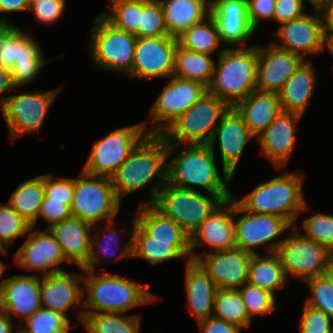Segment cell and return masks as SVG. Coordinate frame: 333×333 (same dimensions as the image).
Segmentation results:
<instances>
[{
    "instance_id": "30",
    "label": "cell",
    "mask_w": 333,
    "mask_h": 333,
    "mask_svg": "<svg viewBox=\"0 0 333 333\" xmlns=\"http://www.w3.org/2000/svg\"><path fill=\"white\" fill-rule=\"evenodd\" d=\"M132 221L133 258H143L153 266L177 258L192 260L191 242L148 241V233L136 222L135 216Z\"/></svg>"
},
{
    "instance_id": "58",
    "label": "cell",
    "mask_w": 333,
    "mask_h": 333,
    "mask_svg": "<svg viewBox=\"0 0 333 333\" xmlns=\"http://www.w3.org/2000/svg\"><path fill=\"white\" fill-rule=\"evenodd\" d=\"M14 324V321L0 309V333H13L15 326L16 332L14 333H19V326Z\"/></svg>"
},
{
    "instance_id": "51",
    "label": "cell",
    "mask_w": 333,
    "mask_h": 333,
    "mask_svg": "<svg viewBox=\"0 0 333 333\" xmlns=\"http://www.w3.org/2000/svg\"><path fill=\"white\" fill-rule=\"evenodd\" d=\"M71 207L63 202L51 201L50 199L44 196L42 204L40 206L37 219L31 224L32 227H35L39 218L44 219L48 223L46 229H49L51 226L62 222L64 219L70 218Z\"/></svg>"
},
{
    "instance_id": "47",
    "label": "cell",
    "mask_w": 333,
    "mask_h": 333,
    "mask_svg": "<svg viewBox=\"0 0 333 333\" xmlns=\"http://www.w3.org/2000/svg\"><path fill=\"white\" fill-rule=\"evenodd\" d=\"M304 283L309 287L310 298L306 299V305L321 310L327 316L333 318V285L325 275L307 279Z\"/></svg>"
},
{
    "instance_id": "8",
    "label": "cell",
    "mask_w": 333,
    "mask_h": 333,
    "mask_svg": "<svg viewBox=\"0 0 333 333\" xmlns=\"http://www.w3.org/2000/svg\"><path fill=\"white\" fill-rule=\"evenodd\" d=\"M88 43L95 68L131 78L137 36L115 28L101 14L94 17Z\"/></svg>"
},
{
    "instance_id": "52",
    "label": "cell",
    "mask_w": 333,
    "mask_h": 333,
    "mask_svg": "<svg viewBox=\"0 0 333 333\" xmlns=\"http://www.w3.org/2000/svg\"><path fill=\"white\" fill-rule=\"evenodd\" d=\"M308 3L313 6L308 0H276L273 20L280 25L299 18L307 13Z\"/></svg>"
},
{
    "instance_id": "13",
    "label": "cell",
    "mask_w": 333,
    "mask_h": 333,
    "mask_svg": "<svg viewBox=\"0 0 333 333\" xmlns=\"http://www.w3.org/2000/svg\"><path fill=\"white\" fill-rule=\"evenodd\" d=\"M60 88L34 93L22 91L6 97L1 112L11 142L30 132H39Z\"/></svg>"
},
{
    "instance_id": "44",
    "label": "cell",
    "mask_w": 333,
    "mask_h": 333,
    "mask_svg": "<svg viewBox=\"0 0 333 333\" xmlns=\"http://www.w3.org/2000/svg\"><path fill=\"white\" fill-rule=\"evenodd\" d=\"M245 304L249 317L266 316L274 313L278 308L276 294L250 283L237 289Z\"/></svg>"
},
{
    "instance_id": "23",
    "label": "cell",
    "mask_w": 333,
    "mask_h": 333,
    "mask_svg": "<svg viewBox=\"0 0 333 333\" xmlns=\"http://www.w3.org/2000/svg\"><path fill=\"white\" fill-rule=\"evenodd\" d=\"M41 308L40 275H13L0 280V309L19 326Z\"/></svg>"
},
{
    "instance_id": "39",
    "label": "cell",
    "mask_w": 333,
    "mask_h": 333,
    "mask_svg": "<svg viewBox=\"0 0 333 333\" xmlns=\"http://www.w3.org/2000/svg\"><path fill=\"white\" fill-rule=\"evenodd\" d=\"M177 39L183 48L208 55H213L222 43L217 24L211 14L186 29Z\"/></svg>"
},
{
    "instance_id": "18",
    "label": "cell",
    "mask_w": 333,
    "mask_h": 333,
    "mask_svg": "<svg viewBox=\"0 0 333 333\" xmlns=\"http://www.w3.org/2000/svg\"><path fill=\"white\" fill-rule=\"evenodd\" d=\"M252 254L235 247L221 251H204L192 256L213 280L218 289H238L248 281Z\"/></svg>"
},
{
    "instance_id": "34",
    "label": "cell",
    "mask_w": 333,
    "mask_h": 333,
    "mask_svg": "<svg viewBox=\"0 0 333 333\" xmlns=\"http://www.w3.org/2000/svg\"><path fill=\"white\" fill-rule=\"evenodd\" d=\"M169 35L178 37L193 24L210 15L208 0H160Z\"/></svg>"
},
{
    "instance_id": "35",
    "label": "cell",
    "mask_w": 333,
    "mask_h": 333,
    "mask_svg": "<svg viewBox=\"0 0 333 333\" xmlns=\"http://www.w3.org/2000/svg\"><path fill=\"white\" fill-rule=\"evenodd\" d=\"M248 283L277 294L289 282L285 275L279 255L252 254L248 272Z\"/></svg>"
},
{
    "instance_id": "24",
    "label": "cell",
    "mask_w": 333,
    "mask_h": 333,
    "mask_svg": "<svg viewBox=\"0 0 333 333\" xmlns=\"http://www.w3.org/2000/svg\"><path fill=\"white\" fill-rule=\"evenodd\" d=\"M304 61L271 41L265 47L257 45V90L279 93Z\"/></svg>"
},
{
    "instance_id": "14",
    "label": "cell",
    "mask_w": 333,
    "mask_h": 333,
    "mask_svg": "<svg viewBox=\"0 0 333 333\" xmlns=\"http://www.w3.org/2000/svg\"><path fill=\"white\" fill-rule=\"evenodd\" d=\"M276 251L288 280L307 279L324 275L333 253L321 244L305 237L295 226Z\"/></svg>"
},
{
    "instance_id": "28",
    "label": "cell",
    "mask_w": 333,
    "mask_h": 333,
    "mask_svg": "<svg viewBox=\"0 0 333 333\" xmlns=\"http://www.w3.org/2000/svg\"><path fill=\"white\" fill-rule=\"evenodd\" d=\"M105 224V228L101 227L99 224L93 226L92 228L94 234L90 236V246H89V254L87 262L81 267L83 270H92L96 271L98 266V271H104L101 265L103 261L102 258L107 257L109 260L111 256L116 259V261L123 260L124 258H132L133 257V248H132V231L131 236L128 239L127 243L125 242V245L123 248L119 247V241L118 239L121 238V233L124 231L117 230L114 225V220H110ZM97 226V227H96ZM99 228V230L97 229ZM103 228V229H102ZM98 232V233H97ZM120 236V237H119ZM118 241V242H117ZM118 245V246H117ZM118 248L119 254H117V250L114 248ZM115 250V252H114ZM100 265V266H99Z\"/></svg>"
},
{
    "instance_id": "27",
    "label": "cell",
    "mask_w": 333,
    "mask_h": 333,
    "mask_svg": "<svg viewBox=\"0 0 333 333\" xmlns=\"http://www.w3.org/2000/svg\"><path fill=\"white\" fill-rule=\"evenodd\" d=\"M93 226L71 216L49 228L70 264L79 269L87 262Z\"/></svg>"
},
{
    "instance_id": "6",
    "label": "cell",
    "mask_w": 333,
    "mask_h": 333,
    "mask_svg": "<svg viewBox=\"0 0 333 333\" xmlns=\"http://www.w3.org/2000/svg\"><path fill=\"white\" fill-rule=\"evenodd\" d=\"M165 183L152 205L191 235L212 211L233 194H209Z\"/></svg>"
},
{
    "instance_id": "17",
    "label": "cell",
    "mask_w": 333,
    "mask_h": 333,
    "mask_svg": "<svg viewBox=\"0 0 333 333\" xmlns=\"http://www.w3.org/2000/svg\"><path fill=\"white\" fill-rule=\"evenodd\" d=\"M311 8L312 12L280 24L273 33L279 42H271L281 49L300 55L304 60L307 55L322 53L323 18L317 6H311Z\"/></svg>"
},
{
    "instance_id": "10",
    "label": "cell",
    "mask_w": 333,
    "mask_h": 333,
    "mask_svg": "<svg viewBox=\"0 0 333 333\" xmlns=\"http://www.w3.org/2000/svg\"><path fill=\"white\" fill-rule=\"evenodd\" d=\"M233 222L236 247L251 254H261L258 248L262 245H267V253L276 252L285 239L279 236L293 227L279 216L249 212L234 198Z\"/></svg>"
},
{
    "instance_id": "54",
    "label": "cell",
    "mask_w": 333,
    "mask_h": 333,
    "mask_svg": "<svg viewBox=\"0 0 333 333\" xmlns=\"http://www.w3.org/2000/svg\"><path fill=\"white\" fill-rule=\"evenodd\" d=\"M201 333H241V329L225 320L210 316L197 322Z\"/></svg>"
},
{
    "instance_id": "15",
    "label": "cell",
    "mask_w": 333,
    "mask_h": 333,
    "mask_svg": "<svg viewBox=\"0 0 333 333\" xmlns=\"http://www.w3.org/2000/svg\"><path fill=\"white\" fill-rule=\"evenodd\" d=\"M207 91L202 83L172 75L151 106L152 125L148 134H162L182 113L193 106Z\"/></svg>"
},
{
    "instance_id": "46",
    "label": "cell",
    "mask_w": 333,
    "mask_h": 333,
    "mask_svg": "<svg viewBox=\"0 0 333 333\" xmlns=\"http://www.w3.org/2000/svg\"><path fill=\"white\" fill-rule=\"evenodd\" d=\"M169 35L165 25L164 9L160 0H141V24L138 37Z\"/></svg>"
},
{
    "instance_id": "16",
    "label": "cell",
    "mask_w": 333,
    "mask_h": 333,
    "mask_svg": "<svg viewBox=\"0 0 333 333\" xmlns=\"http://www.w3.org/2000/svg\"><path fill=\"white\" fill-rule=\"evenodd\" d=\"M177 37L163 35L157 37H138L131 79L150 80L169 78L174 73Z\"/></svg>"
},
{
    "instance_id": "42",
    "label": "cell",
    "mask_w": 333,
    "mask_h": 333,
    "mask_svg": "<svg viewBox=\"0 0 333 333\" xmlns=\"http://www.w3.org/2000/svg\"><path fill=\"white\" fill-rule=\"evenodd\" d=\"M71 328L66 316L41 307L19 325V333H70Z\"/></svg>"
},
{
    "instance_id": "55",
    "label": "cell",
    "mask_w": 333,
    "mask_h": 333,
    "mask_svg": "<svg viewBox=\"0 0 333 333\" xmlns=\"http://www.w3.org/2000/svg\"><path fill=\"white\" fill-rule=\"evenodd\" d=\"M30 8L29 0H0V15L4 13L28 12Z\"/></svg>"
},
{
    "instance_id": "26",
    "label": "cell",
    "mask_w": 333,
    "mask_h": 333,
    "mask_svg": "<svg viewBox=\"0 0 333 333\" xmlns=\"http://www.w3.org/2000/svg\"><path fill=\"white\" fill-rule=\"evenodd\" d=\"M206 245L211 252L236 247L233 222V197L222 201L191 234V254L198 246Z\"/></svg>"
},
{
    "instance_id": "37",
    "label": "cell",
    "mask_w": 333,
    "mask_h": 333,
    "mask_svg": "<svg viewBox=\"0 0 333 333\" xmlns=\"http://www.w3.org/2000/svg\"><path fill=\"white\" fill-rule=\"evenodd\" d=\"M44 199L43 175H37L19 184L11 193L8 204L32 224Z\"/></svg>"
},
{
    "instance_id": "2",
    "label": "cell",
    "mask_w": 333,
    "mask_h": 333,
    "mask_svg": "<svg viewBox=\"0 0 333 333\" xmlns=\"http://www.w3.org/2000/svg\"><path fill=\"white\" fill-rule=\"evenodd\" d=\"M215 160L208 144L167 143V183L193 191L200 187L209 194H233L228 188L233 177L221 176Z\"/></svg>"
},
{
    "instance_id": "9",
    "label": "cell",
    "mask_w": 333,
    "mask_h": 333,
    "mask_svg": "<svg viewBox=\"0 0 333 333\" xmlns=\"http://www.w3.org/2000/svg\"><path fill=\"white\" fill-rule=\"evenodd\" d=\"M75 178V192L71 204L72 216L92 226L114 220L121 201L117 198L111 179L86 173L83 169Z\"/></svg>"
},
{
    "instance_id": "57",
    "label": "cell",
    "mask_w": 333,
    "mask_h": 333,
    "mask_svg": "<svg viewBox=\"0 0 333 333\" xmlns=\"http://www.w3.org/2000/svg\"><path fill=\"white\" fill-rule=\"evenodd\" d=\"M11 90H14L12 80H11V74L10 71L4 68L0 67V109L8 95H4V93L8 94V92H11Z\"/></svg>"
},
{
    "instance_id": "20",
    "label": "cell",
    "mask_w": 333,
    "mask_h": 333,
    "mask_svg": "<svg viewBox=\"0 0 333 333\" xmlns=\"http://www.w3.org/2000/svg\"><path fill=\"white\" fill-rule=\"evenodd\" d=\"M41 307L53 310L68 317L67 312L82 308L77 312L78 321L83 320V272L68 270L40 276Z\"/></svg>"
},
{
    "instance_id": "38",
    "label": "cell",
    "mask_w": 333,
    "mask_h": 333,
    "mask_svg": "<svg viewBox=\"0 0 333 333\" xmlns=\"http://www.w3.org/2000/svg\"><path fill=\"white\" fill-rule=\"evenodd\" d=\"M141 316L98 312L83 315L82 326L86 333H141Z\"/></svg>"
},
{
    "instance_id": "1",
    "label": "cell",
    "mask_w": 333,
    "mask_h": 333,
    "mask_svg": "<svg viewBox=\"0 0 333 333\" xmlns=\"http://www.w3.org/2000/svg\"><path fill=\"white\" fill-rule=\"evenodd\" d=\"M166 168V140L161 134H147L110 177L117 198L122 202L125 196L146 187L149 201L140 204H152L167 182Z\"/></svg>"
},
{
    "instance_id": "48",
    "label": "cell",
    "mask_w": 333,
    "mask_h": 333,
    "mask_svg": "<svg viewBox=\"0 0 333 333\" xmlns=\"http://www.w3.org/2000/svg\"><path fill=\"white\" fill-rule=\"evenodd\" d=\"M44 196L51 201L63 202L71 207L74 192L75 178L58 177L54 174H43Z\"/></svg>"
},
{
    "instance_id": "7",
    "label": "cell",
    "mask_w": 333,
    "mask_h": 333,
    "mask_svg": "<svg viewBox=\"0 0 333 333\" xmlns=\"http://www.w3.org/2000/svg\"><path fill=\"white\" fill-rule=\"evenodd\" d=\"M231 106L206 91L161 134L167 143L208 144L215 128Z\"/></svg>"
},
{
    "instance_id": "21",
    "label": "cell",
    "mask_w": 333,
    "mask_h": 333,
    "mask_svg": "<svg viewBox=\"0 0 333 333\" xmlns=\"http://www.w3.org/2000/svg\"><path fill=\"white\" fill-rule=\"evenodd\" d=\"M256 137L250 132L242 116L231 107L215 128L209 141L212 152L215 154L216 143L219 145L221 158V174L229 173L235 176L238 162L244 149Z\"/></svg>"
},
{
    "instance_id": "56",
    "label": "cell",
    "mask_w": 333,
    "mask_h": 333,
    "mask_svg": "<svg viewBox=\"0 0 333 333\" xmlns=\"http://www.w3.org/2000/svg\"><path fill=\"white\" fill-rule=\"evenodd\" d=\"M317 7L323 18L324 30H333V0H322Z\"/></svg>"
},
{
    "instance_id": "60",
    "label": "cell",
    "mask_w": 333,
    "mask_h": 333,
    "mask_svg": "<svg viewBox=\"0 0 333 333\" xmlns=\"http://www.w3.org/2000/svg\"><path fill=\"white\" fill-rule=\"evenodd\" d=\"M325 50L333 54V30H324L323 53Z\"/></svg>"
},
{
    "instance_id": "4",
    "label": "cell",
    "mask_w": 333,
    "mask_h": 333,
    "mask_svg": "<svg viewBox=\"0 0 333 333\" xmlns=\"http://www.w3.org/2000/svg\"><path fill=\"white\" fill-rule=\"evenodd\" d=\"M300 171L284 172L270 180L257 184L244 197H232L247 211L279 216L292 226L302 212L309 210L304 197V175Z\"/></svg>"
},
{
    "instance_id": "29",
    "label": "cell",
    "mask_w": 333,
    "mask_h": 333,
    "mask_svg": "<svg viewBox=\"0 0 333 333\" xmlns=\"http://www.w3.org/2000/svg\"><path fill=\"white\" fill-rule=\"evenodd\" d=\"M185 291L188 310L199 322L213 314L217 287L196 261H185Z\"/></svg>"
},
{
    "instance_id": "12",
    "label": "cell",
    "mask_w": 333,
    "mask_h": 333,
    "mask_svg": "<svg viewBox=\"0 0 333 333\" xmlns=\"http://www.w3.org/2000/svg\"><path fill=\"white\" fill-rule=\"evenodd\" d=\"M42 47L26 30L17 26L0 48V67L10 71L13 88L35 81L46 64Z\"/></svg>"
},
{
    "instance_id": "25",
    "label": "cell",
    "mask_w": 333,
    "mask_h": 333,
    "mask_svg": "<svg viewBox=\"0 0 333 333\" xmlns=\"http://www.w3.org/2000/svg\"><path fill=\"white\" fill-rule=\"evenodd\" d=\"M210 14L222 44L243 47L256 35L248 18L247 0H212Z\"/></svg>"
},
{
    "instance_id": "11",
    "label": "cell",
    "mask_w": 333,
    "mask_h": 333,
    "mask_svg": "<svg viewBox=\"0 0 333 333\" xmlns=\"http://www.w3.org/2000/svg\"><path fill=\"white\" fill-rule=\"evenodd\" d=\"M148 123L147 120L117 128L93 142L82 169L91 175L110 178L129 157L135 146L148 134L146 131Z\"/></svg>"
},
{
    "instance_id": "50",
    "label": "cell",
    "mask_w": 333,
    "mask_h": 333,
    "mask_svg": "<svg viewBox=\"0 0 333 333\" xmlns=\"http://www.w3.org/2000/svg\"><path fill=\"white\" fill-rule=\"evenodd\" d=\"M66 0H34L30 2L29 12H33L39 23L51 25L64 15Z\"/></svg>"
},
{
    "instance_id": "53",
    "label": "cell",
    "mask_w": 333,
    "mask_h": 333,
    "mask_svg": "<svg viewBox=\"0 0 333 333\" xmlns=\"http://www.w3.org/2000/svg\"><path fill=\"white\" fill-rule=\"evenodd\" d=\"M276 0H247L248 18L258 31L260 22L273 20Z\"/></svg>"
},
{
    "instance_id": "22",
    "label": "cell",
    "mask_w": 333,
    "mask_h": 333,
    "mask_svg": "<svg viewBox=\"0 0 333 333\" xmlns=\"http://www.w3.org/2000/svg\"><path fill=\"white\" fill-rule=\"evenodd\" d=\"M302 114L281 111L273 122L261 132L258 140L259 151L277 169H284L293 156L296 146V133Z\"/></svg>"
},
{
    "instance_id": "31",
    "label": "cell",
    "mask_w": 333,
    "mask_h": 333,
    "mask_svg": "<svg viewBox=\"0 0 333 333\" xmlns=\"http://www.w3.org/2000/svg\"><path fill=\"white\" fill-rule=\"evenodd\" d=\"M234 108L255 137L263 132L282 111L278 93L260 90L250 93Z\"/></svg>"
},
{
    "instance_id": "33",
    "label": "cell",
    "mask_w": 333,
    "mask_h": 333,
    "mask_svg": "<svg viewBox=\"0 0 333 333\" xmlns=\"http://www.w3.org/2000/svg\"><path fill=\"white\" fill-rule=\"evenodd\" d=\"M134 213L136 222L148 233V241L191 242V235L152 204H139Z\"/></svg>"
},
{
    "instance_id": "32",
    "label": "cell",
    "mask_w": 333,
    "mask_h": 333,
    "mask_svg": "<svg viewBox=\"0 0 333 333\" xmlns=\"http://www.w3.org/2000/svg\"><path fill=\"white\" fill-rule=\"evenodd\" d=\"M316 69L311 60H305L278 93L282 111L304 115L316 86Z\"/></svg>"
},
{
    "instance_id": "40",
    "label": "cell",
    "mask_w": 333,
    "mask_h": 333,
    "mask_svg": "<svg viewBox=\"0 0 333 333\" xmlns=\"http://www.w3.org/2000/svg\"><path fill=\"white\" fill-rule=\"evenodd\" d=\"M212 316L238 326L241 330L248 328L252 319L238 290L217 289Z\"/></svg>"
},
{
    "instance_id": "36",
    "label": "cell",
    "mask_w": 333,
    "mask_h": 333,
    "mask_svg": "<svg viewBox=\"0 0 333 333\" xmlns=\"http://www.w3.org/2000/svg\"><path fill=\"white\" fill-rule=\"evenodd\" d=\"M214 63L213 56L183 48L178 43L173 75L208 87L212 80Z\"/></svg>"
},
{
    "instance_id": "5",
    "label": "cell",
    "mask_w": 333,
    "mask_h": 333,
    "mask_svg": "<svg viewBox=\"0 0 333 333\" xmlns=\"http://www.w3.org/2000/svg\"><path fill=\"white\" fill-rule=\"evenodd\" d=\"M217 52L207 91L234 107L257 90V45L226 47Z\"/></svg>"
},
{
    "instance_id": "45",
    "label": "cell",
    "mask_w": 333,
    "mask_h": 333,
    "mask_svg": "<svg viewBox=\"0 0 333 333\" xmlns=\"http://www.w3.org/2000/svg\"><path fill=\"white\" fill-rule=\"evenodd\" d=\"M300 225H294L301 233L326 247L330 252L333 253V215L328 213H315L310 217L304 218ZM305 232V233H303Z\"/></svg>"
},
{
    "instance_id": "19",
    "label": "cell",
    "mask_w": 333,
    "mask_h": 333,
    "mask_svg": "<svg viewBox=\"0 0 333 333\" xmlns=\"http://www.w3.org/2000/svg\"><path fill=\"white\" fill-rule=\"evenodd\" d=\"M27 236L14 254L16 265L27 271H38L40 276L66 270L59 267L68 261L49 229L36 230L31 226Z\"/></svg>"
},
{
    "instance_id": "63",
    "label": "cell",
    "mask_w": 333,
    "mask_h": 333,
    "mask_svg": "<svg viewBox=\"0 0 333 333\" xmlns=\"http://www.w3.org/2000/svg\"><path fill=\"white\" fill-rule=\"evenodd\" d=\"M313 6H317L322 0H308Z\"/></svg>"
},
{
    "instance_id": "59",
    "label": "cell",
    "mask_w": 333,
    "mask_h": 333,
    "mask_svg": "<svg viewBox=\"0 0 333 333\" xmlns=\"http://www.w3.org/2000/svg\"><path fill=\"white\" fill-rule=\"evenodd\" d=\"M18 25H15L11 23L8 19L5 18V16L0 17V48L4 41L7 39V37L10 35V33L17 27Z\"/></svg>"
},
{
    "instance_id": "43",
    "label": "cell",
    "mask_w": 333,
    "mask_h": 333,
    "mask_svg": "<svg viewBox=\"0 0 333 333\" xmlns=\"http://www.w3.org/2000/svg\"><path fill=\"white\" fill-rule=\"evenodd\" d=\"M30 227L8 203L0 204V252L8 254L7 245L12 246L17 238L27 236Z\"/></svg>"
},
{
    "instance_id": "49",
    "label": "cell",
    "mask_w": 333,
    "mask_h": 333,
    "mask_svg": "<svg viewBox=\"0 0 333 333\" xmlns=\"http://www.w3.org/2000/svg\"><path fill=\"white\" fill-rule=\"evenodd\" d=\"M298 330L300 333H333V318L304 304Z\"/></svg>"
},
{
    "instance_id": "62",
    "label": "cell",
    "mask_w": 333,
    "mask_h": 333,
    "mask_svg": "<svg viewBox=\"0 0 333 333\" xmlns=\"http://www.w3.org/2000/svg\"><path fill=\"white\" fill-rule=\"evenodd\" d=\"M1 255H7V253L0 252ZM7 269L6 264L0 259V279L2 278L4 271Z\"/></svg>"
},
{
    "instance_id": "61",
    "label": "cell",
    "mask_w": 333,
    "mask_h": 333,
    "mask_svg": "<svg viewBox=\"0 0 333 333\" xmlns=\"http://www.w3.org/2000/svg\"><path fill=\"white\" fill-rule=\"evenodd\" d=\"M324 275L333 285V257L327 263V266L324 271Z\"/></svg>"
},
{
    "instance_id": "41",
    "label": "cell",
    "mask_w": 333,
    "mask_h": 333,
    "mask_svg": "<svg viewBox=\"0 0 333 333\" xmlns=\"http://www.w3.org/2000/svg\"><path fill=\"white\" fill-rule=\"evenodd\" d=\"M110 11L101 15L115 28L134 34L138 38L141 24V0H109Z\"/></svg>"
},
{
    "instance_id": "3",
    "label": "cell",
    "mask_w": 333,
    "mask_h": 333,
    "mask_svg": "<svg viewBox=\"0 0 333 333\" xmlns=\"http://www.w3.org/2000/svg\"><path fill=\"white\" fill-rule=\"evenodd\" d=\"M83 315L111 312L127 313L130 309L154 303L151 285L136 283L135 278L102 271L83 270ZM99 272V273H98Z\"/></svg>"
}]
</instances>
